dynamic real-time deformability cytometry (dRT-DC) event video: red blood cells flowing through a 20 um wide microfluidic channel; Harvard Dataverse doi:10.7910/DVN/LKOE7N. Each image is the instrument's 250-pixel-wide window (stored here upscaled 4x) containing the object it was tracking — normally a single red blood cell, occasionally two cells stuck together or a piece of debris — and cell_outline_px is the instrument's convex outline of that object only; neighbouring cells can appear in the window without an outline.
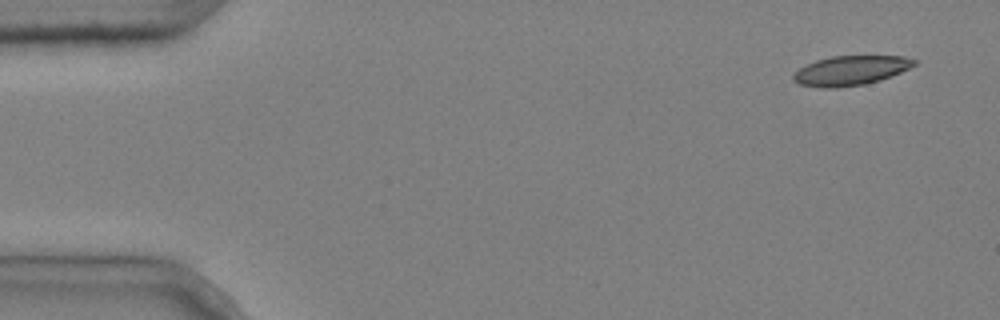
{"species": "common noctule bat (a hibernating species)", "species_latin": "Nyctalus noctula", "temperature_condition": "cold", "stored_images_in_passage": 12, "camera_frame_rate_fps": 3000, "um_per_image_px": 0.085, "animal": {"sex": "male", "body_mass_g": 20.4}, "frame": {"image": 1, "passage_image": 1, "time_ms": 0.0, "image_size_px": [1000, 320], "cell_outline_px": [[916, 64], [900, 72], [880, 80], [864, 84], [836, 88], [824, 88], [800, 84], [792, 80], [792, 76], [800, 68], [816, 60], [832, 56], [904, 56], [916, 60]], "centroid_in_image_um": [72.29, 5.99], "position_along_channel_um": 12.7, "area_um2": 20.58}}
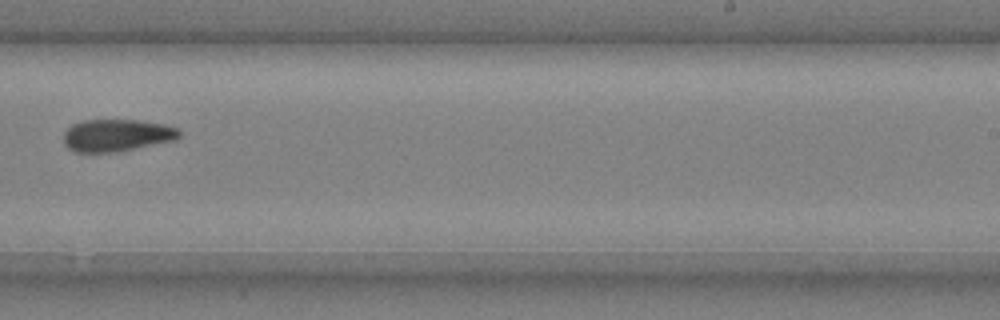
{"frame": {"image": 2, "passage_image": 9, "time_ms": 2.667, "image_size_px": [1000, 320], "cell_outline_px": [[180, 136], [176, 140], [120, 152], [76, 152], [68, 148], [64, 144], [64, 132], [72, 124], [84, 120], [140, 120], [164, 124], [176, 128], [180, 132]], "centroid_in_image_um": [9.93, 11.51], "position_along_channel_um": 279.1, "area_um2": 21.91}}
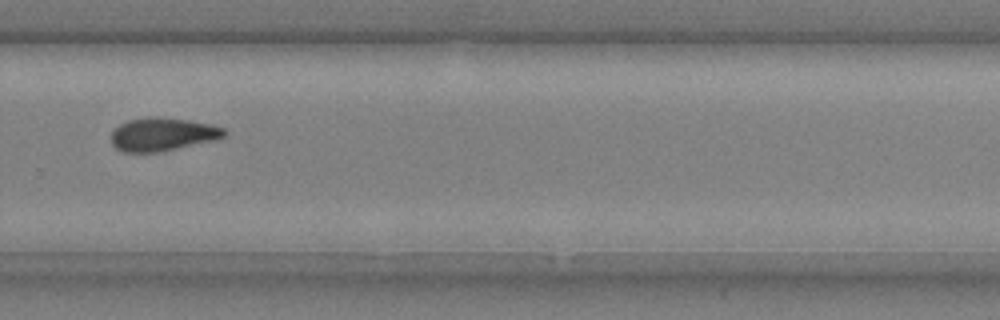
{"frame": {"image": 3, "passage_image": 10, "time_ms": 3.0, "image_size_px": [1000, 320], "cell_outline_px": [[228, 132], [220, 140], [156, 152], [124, 152], [116, 148], [112, 144], [112, 132], [120, 124], [128, 120], [156, 116], [188, 120], [212, 124], [224, 128]], "centroid_in_image_um": [13.88, 11.42], "position_along_channel_um": 315.9, "area_um2": 21.96}}